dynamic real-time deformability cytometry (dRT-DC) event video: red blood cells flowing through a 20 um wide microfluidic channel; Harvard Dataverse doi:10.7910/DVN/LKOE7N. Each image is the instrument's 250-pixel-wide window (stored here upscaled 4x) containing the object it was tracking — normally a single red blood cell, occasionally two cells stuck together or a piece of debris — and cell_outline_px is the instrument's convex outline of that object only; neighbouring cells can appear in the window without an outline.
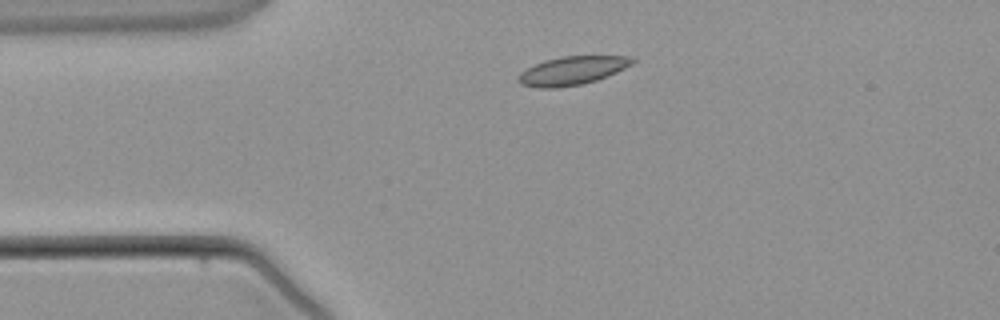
{"species": "common noctule bat (a hibernating species)", "species_latin": "Nyctalus noctula", "temperature_condition": "warm", "stored_images_in_passage": 3, "camera_frame_rate_fps": 3000, "um_per_image_px": 0.085, "animal": {"sex": "male", "body_mass_g": 21.5, "forearm_length_mm": 52.0}, "frame": {"image": 1, "passage_image": 2, "time_ms": 1.333, "image_size_px": [1000, 320], "cell_outline_px": [[636, 60], [632, 64], [616, 72], [596, 80], [580, 84], [556, 88], [536, 88], [520, 84], [516, 80], [516, 76], [520, 72], [544, 60], [560, 56], [632, 56]], "centroid_in_image_um": [48.59, 6.0], "position_along_channel_um": 36.4, "area_um2": 18.96}}
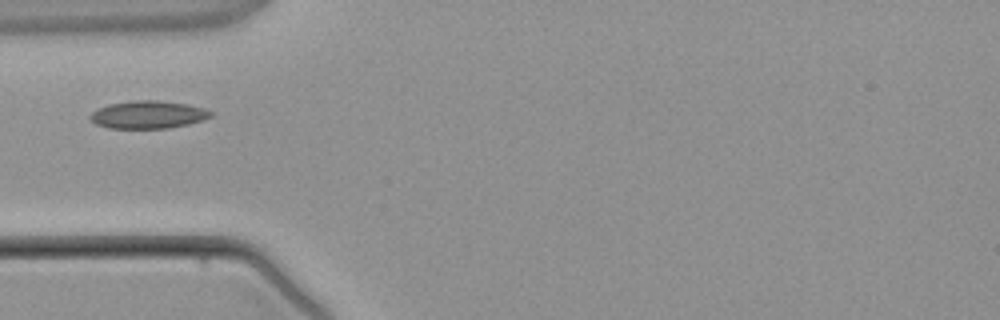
{"frame": {"image": 2, "passage_image": 3, "time_ms": 2.667, "image_size_px": [1000, 320], "cell_outline_px": [[212, 116], [204, 120], [188, 124], [168, 128], [108, 128], [96, 124], [88, 116], [96, 108], [108, 104], [132, 100], [156, 100], [188, 104], [204, 108], [212, 112]], "centroid_in_image_um": [12.57, 9.74], "position_along_channel_um": 72.4, "area_um2": 19.59}}